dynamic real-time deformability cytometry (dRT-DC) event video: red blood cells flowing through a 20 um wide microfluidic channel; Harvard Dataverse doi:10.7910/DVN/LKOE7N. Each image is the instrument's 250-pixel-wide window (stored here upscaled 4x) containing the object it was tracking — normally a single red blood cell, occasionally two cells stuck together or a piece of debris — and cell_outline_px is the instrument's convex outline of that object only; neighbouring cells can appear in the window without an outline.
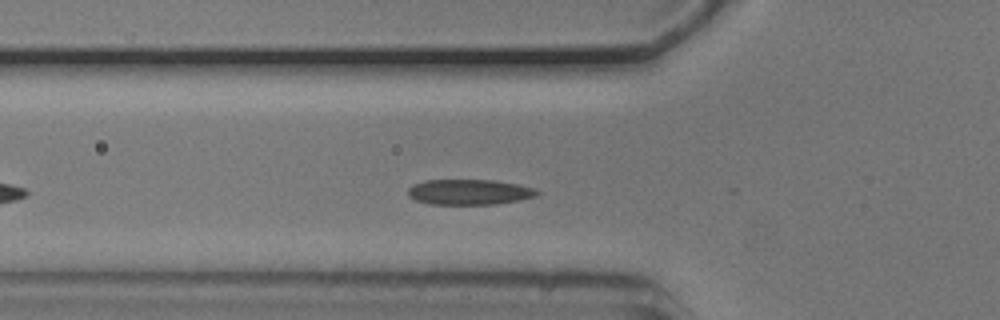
{"species": "common noctule bat (a hibernating species)", "species_latin": "Nyctalus noctula", "temperature_condition": "cold", "stored_images_in_passage": 46, "camera_frame_rate_fps": 3000, "um_per_image_px": 0.085, "animal": {"sex": "male", "body_mass_g": 20.5, "forearm_length_mm": 52.5}, "frame": {"image": 1, "passage_image": 9, "time_ms": 2.667, "image_size_px": [1000, 320], "cell_outline_px": [[540, 192], [536, 196], [520, 200], [496, 204], [428, 204], [416, 200], [408, 196], [408, 188], [412, 184], [424, 180], [492, 180], [516, 184], [532, 188]], "centroid_in_image_um": [39.84, 16.32], "position_along_channel_um": 86.0, "area_um2": 19.07}}
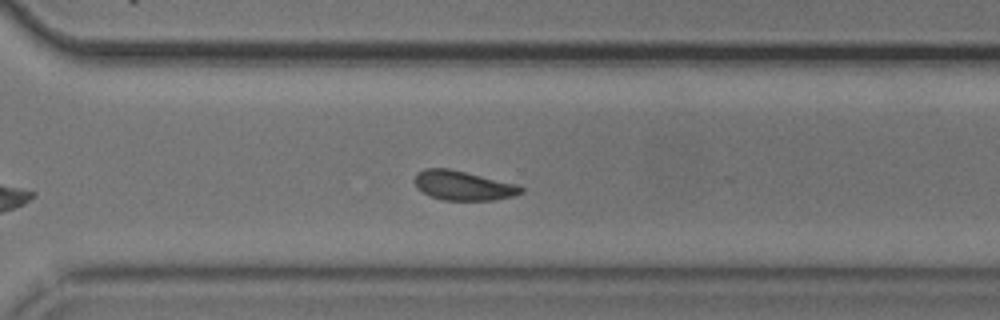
{"frame": {"image": 2, "passage_image": 29, "time_ms": 9.333, "image_size_px": [1000, 320], "cell_outline_px": [[524, 192], [516, 196], [496, 200], [444, 200], [432, 196], [424, 192], [416, 184], [416, 172], [424, 168], [448, 168], [516, 184], [524, 188]], "centroid_in_image_um": [39.43, 15.77], "position_along_channel_um": 331.2, "area_um2": 18.03}}
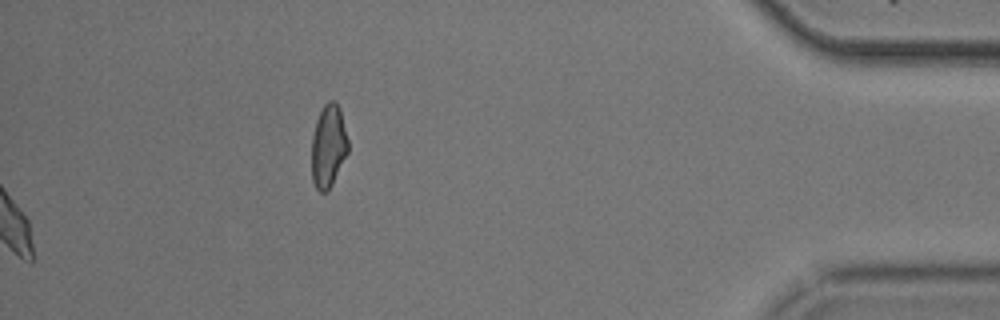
{"frame": {"image": 3, "passage_image": 46, "time_ms": 15.0, "image_size_px": [1000, 320], "cell_outline_px": [[348, 152], [332, 184], [324, 192], [320, 192], [316, 188], [312, 180], [312, 136], [316, 120], [324, 104], [328, 100], [332, 100], [340, 108], [348, 140]], "centroid_in_image_um": [27.91, 12.4], "position_along_channel_um": 407.3, "area_um2": 17.46}, "authors_computed_cell_mechanics": {"area_um2": 18.5827, "velocity_mm_per_s": 3.6803, "shape_relaxation_time_tau1_ms": 2.3675, "shape_relaxation_time_tau2_ms": 2.1398, "deformation_change_tau1": 0.095, "deformation_change_tau2": 0.0368}}